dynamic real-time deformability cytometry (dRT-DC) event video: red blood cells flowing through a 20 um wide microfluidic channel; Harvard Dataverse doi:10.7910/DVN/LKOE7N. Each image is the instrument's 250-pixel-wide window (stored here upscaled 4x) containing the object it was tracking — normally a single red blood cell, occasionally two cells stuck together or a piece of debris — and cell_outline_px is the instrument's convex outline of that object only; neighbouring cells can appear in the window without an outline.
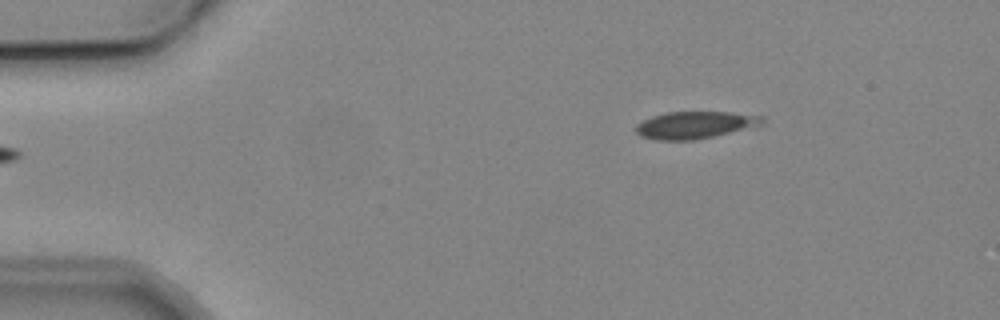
{"species": "common noctule bat (a hibernating species)", "species_latin": "Nyctalus noctula", "temperature_condition": "cold", "stored_images_in_passage": 2, "camera_frame_rate_fps": 3000, "um_per_image_px": 0.085, "animal": {"sex": "male", "body_mass_g": 19.2, "forearm_length_mm": 51.8}, "frame": {"image": 1, "passage_image": 2, "time_ms": 1.0, "image_size_px": [1000, 320], "cell_outline_px": [[764, 120], [760, 124], [712, 136], [692, 140], [660, 140], [640, 136], [636, 132], [636, 124], [652, 116], [664, 112], [728, 112], [764, 116]], "centroid_in_image_um": [59.0, 10.61], "position_along_channel_um": 26.0, "area_um2": 19.54}}